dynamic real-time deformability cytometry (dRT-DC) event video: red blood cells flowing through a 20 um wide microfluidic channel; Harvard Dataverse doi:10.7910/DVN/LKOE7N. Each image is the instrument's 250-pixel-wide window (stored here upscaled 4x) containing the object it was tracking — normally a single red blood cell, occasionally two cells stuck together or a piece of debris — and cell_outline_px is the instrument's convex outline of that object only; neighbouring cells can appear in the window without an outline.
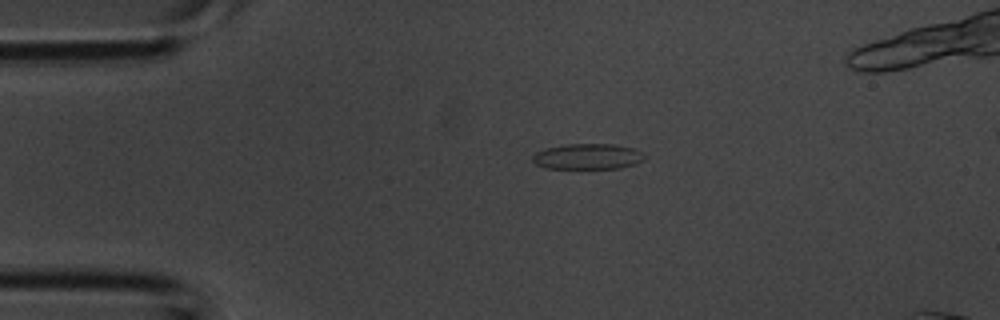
{"species": "common noctule bat (a hibernating species)", "species_latin": "Nyctalus noctula", "temperature_condition": "room temperature", "stored_images_in_passage": 3, "camera_frame_rate_fps": 3000, "um_per_image_px": 0.085, "animal": {"sex": "male", "body_mass_g": 20.1, "forearm_length_mm": 53.5}, "frame": {"image": 1, "passage_image": 1, "time_ms": 0.0, "image_size_px": [1000, 320], "cell_outline_px": [[648, 156], [644, 160], [636, 164], [620, 168], [544, 168], [536, 164], [532, 160], [532, 156], [536, 152], [544, 148], [564, 144], [612, 144], [636, 148], [644, 152]], "centroid_in_image_um": [50.0, 13.29], "position_along_channel_um": 35.0, "area_um2": 17.05}}
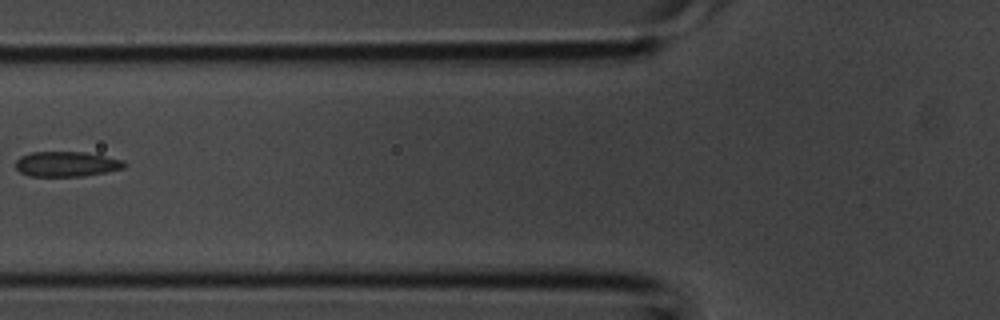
{"frame": {"image": 2, "passage_image": 3, "time_ms": 0.667, "image_size_px": [1000, 320], "cell_outline_px": [[128, 164], [124, 168], [84, 176], [28, 176], [20, 172], [16, 168], [16, 160], [20, 156], [32, 152], [84, 152], [124, 160]], "centroid_in_image_um": [5.65, 13.94], "position_along_channel_um": 120.1, "area_um2": 15.9}}